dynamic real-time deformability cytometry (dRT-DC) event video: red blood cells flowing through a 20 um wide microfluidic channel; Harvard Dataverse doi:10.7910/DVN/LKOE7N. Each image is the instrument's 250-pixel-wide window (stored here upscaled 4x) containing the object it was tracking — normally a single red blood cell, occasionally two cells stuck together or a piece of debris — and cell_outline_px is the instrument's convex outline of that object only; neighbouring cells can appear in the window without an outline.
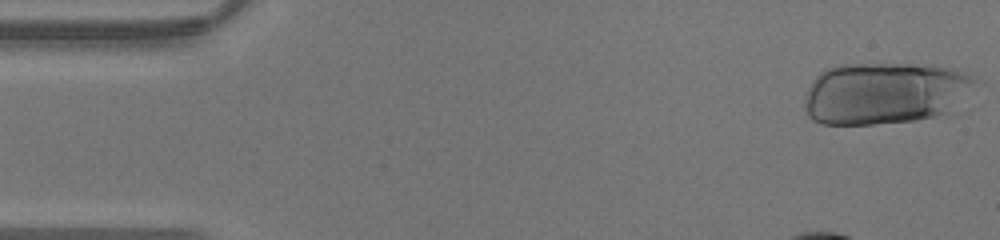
{"species": "human", "species_latin": "Homo sapiens", "temperature_condition": "warm", "stored_images_in_passage": 12, "camera_frame_rate_fps": 3000, "um_per_image_px": 0.085, "donor": {"sex": "male"}, "frame": {"image": 1, "passage_image": 1, "time_ms": 0.0, "image_size_px": [1000, 240], "cell_outline_px": [[976, 80], [956, 112], [916, 120], [872, 124], [820, 124], [812, 120], [808, 116], [804, 104], [808, 88], [816, 76], [820, 72], [828, 68], [840, 64], [912, 64], [956, 68], [964, 72]], "centroid_in_image_um": [75.23, 7.93], "position_along_channel_um": 9.8, "area_um2": 62.08}}